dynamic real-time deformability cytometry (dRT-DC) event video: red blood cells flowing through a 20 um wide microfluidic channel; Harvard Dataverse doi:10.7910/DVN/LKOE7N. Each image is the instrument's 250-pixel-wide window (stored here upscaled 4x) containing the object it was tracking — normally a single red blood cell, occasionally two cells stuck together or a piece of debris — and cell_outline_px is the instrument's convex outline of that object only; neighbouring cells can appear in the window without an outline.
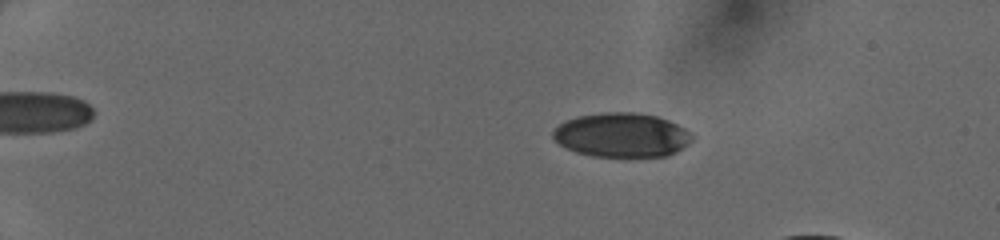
{"species": "human", "species_latin": "Homo sapiens", "temperature_condition": "cold", "stored_images_in_passage": 49, "camera_frame_rate_fps": 3000, "um_per_image_px": 0.085, "donor": {"sex": "female"}, "frame": {"image": 1, "passage_image": 11, "time_ms": 3.333, "image_size_px": [1000, 240], "cell_outline_px": [[692, 140], [688, 144], [676, 152], [668, 156], [592, 156], [576, 152], [560, 144], [552, 136], [552, 132], [560, 124], [568, 120], [580, 116], [604, 112], [636, 112], [656, 116], [668, 120], [684, 128], [692, 136]], "centroid_in_image_um": [52.86, 11.48], "position_along_channel_um": 32.1, "area_um2": 35.49}}
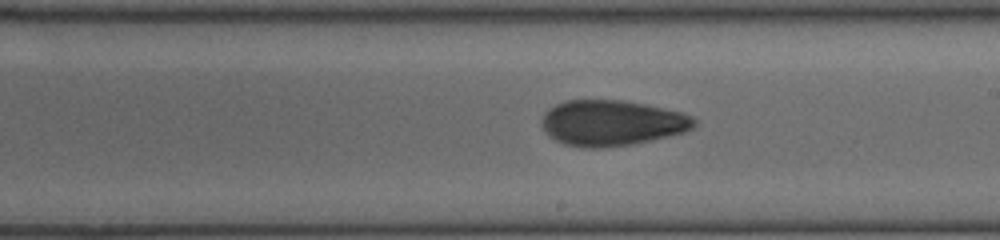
{"frame": {"image": 2, "passage_image": 32, "time_ms": 10.333, "image_size_px": [1000, 240], "cell_outline_px": [[696, 124], [692, 128], [684, 132], [632, 144], [600, 148], [584, 148], [564, 144], [548, 136], [540, 124], [544, 112], [556, 104], [568, 100], [620, 100], [644, 104], [680, 112], [692, 116], [696, 120]], "centroid_in_image_um": [51.96, 10.45], "position_along_channel_um": 237.0, "area_um2": 40.4}}
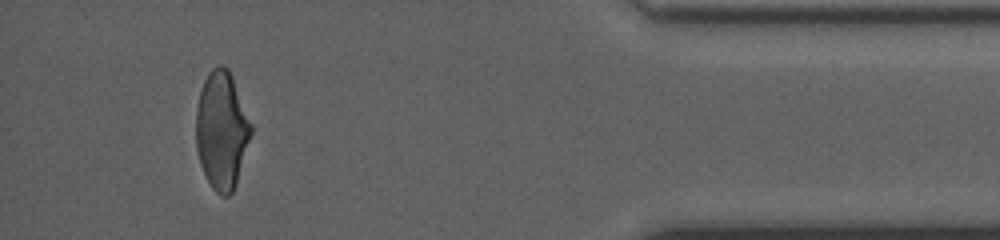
{"frame": {"image": 3, "passage_image": 47, "time_ms": 15.333, "image_size_px": [1000, 240], "cell_outline_px": [[252, 132], [236, 184], [232, 192], [228, 196], [220, 196], [212, 188], [200, 164], [196, 148], [196, 108], [200, 92], [204, 80], [208, 72], [212, 68], [220, 64], [228, 68], [232, 76], [252, 124]], "centroid_in_image_um": [18.84, 11.07], "position_along_channel_um": 416.4, "area_um2": 37.74}}